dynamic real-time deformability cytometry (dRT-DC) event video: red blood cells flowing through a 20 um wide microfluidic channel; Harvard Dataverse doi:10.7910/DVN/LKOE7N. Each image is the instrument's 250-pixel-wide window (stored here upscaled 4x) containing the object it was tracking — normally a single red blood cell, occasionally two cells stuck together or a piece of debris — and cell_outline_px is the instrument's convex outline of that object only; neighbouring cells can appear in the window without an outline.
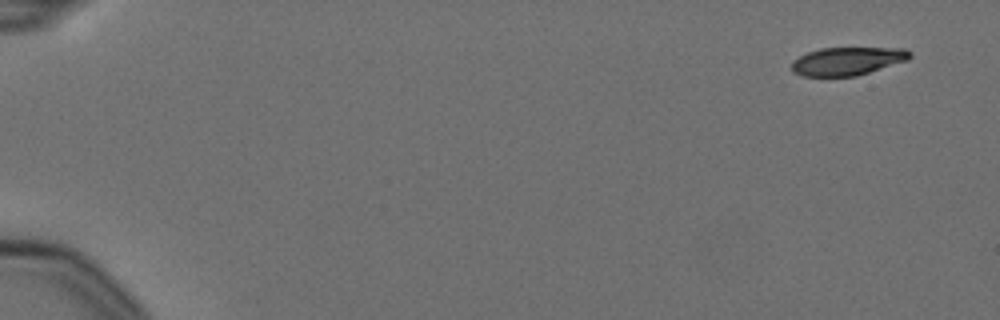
{"species": "Egyptian fruit bat (a non-hibernating species)", "species_latin": "Rousettus aegyptiacus", "temperature_condition": "cold", "stored_images_in_passage": 5, "camera_frame_rate_fps": 3000, "um_per_image_px": 0.085, "animal": {"sex": "female"}, "frame": {"image": 1, "passage_image": 1, "time_ms": 0.0, "image_size_px": [1000, 320], "cell_outline_px": [[912, 56], [908, 60], [856, 76], [800, 76], [792, 72], [792, 60], [808, 52], [820, 48], [904, 48], [912, 52]], "centroid_in_image_um": [72.03, 5.19], "position_along_channel_um": 13.0, "area_um2": 19.42}}